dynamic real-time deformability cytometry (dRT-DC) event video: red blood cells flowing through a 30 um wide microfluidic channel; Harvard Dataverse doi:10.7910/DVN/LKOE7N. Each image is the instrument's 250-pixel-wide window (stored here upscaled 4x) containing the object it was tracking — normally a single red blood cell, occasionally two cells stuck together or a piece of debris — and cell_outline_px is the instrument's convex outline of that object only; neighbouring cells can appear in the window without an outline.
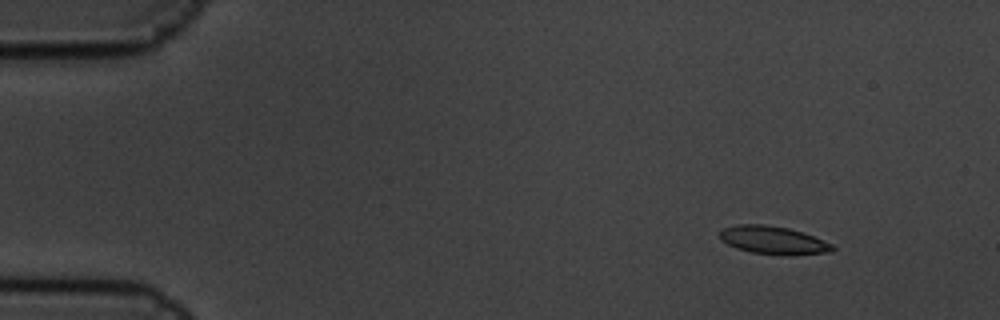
{"species": "common noctule bat (a hibernating species)", "species_latin": "Nyctalus noctula", "temperature_condition": "cold", "stored_images_in_passage": 11, "camera_frame_rate_fps": 3000, "um_per_image_px": 0.085, "animal": {"sex": "male", "body_mass_g": 19.5, "forearm_length_mm": 54.6}, "frame": {"image": 1, "passage_image": 2, "time_ms": 0.333, "image_size_px": [1000, 320], "cell_outline_px": [[836, 248], [832, 252], [752, 252], [736, 248], [720, 240], [720, 232], [724, 228], [736, 224], [764, 224], [788, 228], [812, 236], [832, 244]], "centroid_in_image_um": [65.63, 20.35], "position_along_channel_um": 19.4, "area_um2": 17.22}}
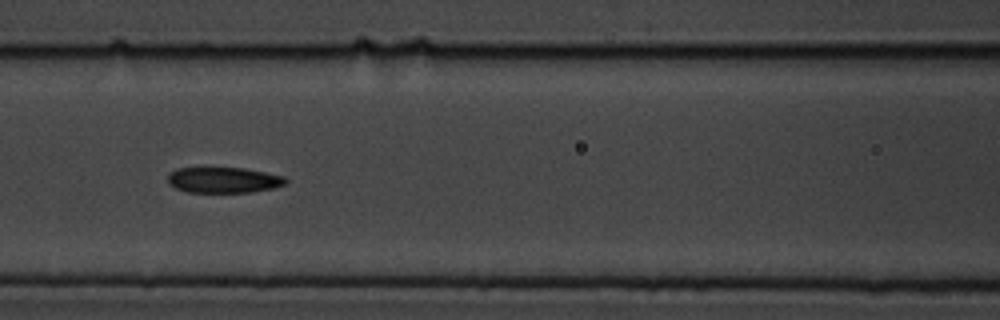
{"frame": {"image": 2, "passage_image": 7, "time_ms": 2.0, "image_size_px": [1000, 320], "cell_outline_px": [[288, 184], [272, 188], [252, 192], [188, 192], [176, 188], [168, 184], [168, 172], [176, 168], [244, 168], [284, 176], [288, 180]], "centroid_in_image_um": [19.0, 15.3], "position_along_channel_um": 147.6, "area_um2": 17.74}}
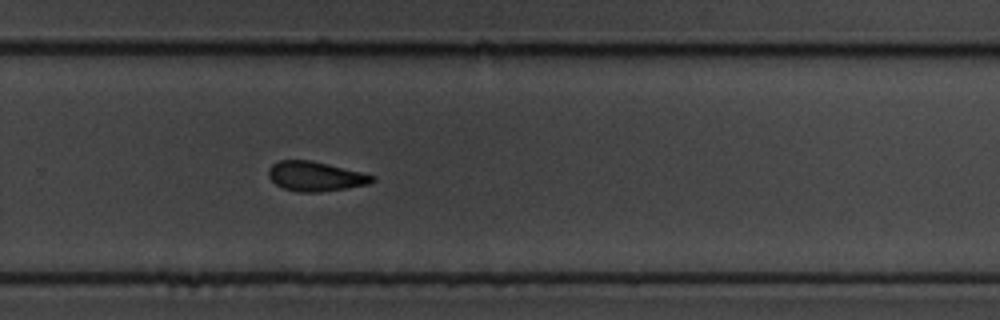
{"frame": {"image": 3, "passage_image": 11, "time_ms": 3.333, "image_size_px": [1000, 320], "cell_outline_px": [[376, 180], [368, 184], [320, 192], [300, 192], [284, 188], [276, 184], [268, 176], [268, 168], [272, 164], [280, 160], [308, 160], [328, 164], [364, 172], [376, 176]], "centroid_in_image_um": [26.83, 14.98], "position_along_channel_um": 303.0, "area_um2": 17.86}}